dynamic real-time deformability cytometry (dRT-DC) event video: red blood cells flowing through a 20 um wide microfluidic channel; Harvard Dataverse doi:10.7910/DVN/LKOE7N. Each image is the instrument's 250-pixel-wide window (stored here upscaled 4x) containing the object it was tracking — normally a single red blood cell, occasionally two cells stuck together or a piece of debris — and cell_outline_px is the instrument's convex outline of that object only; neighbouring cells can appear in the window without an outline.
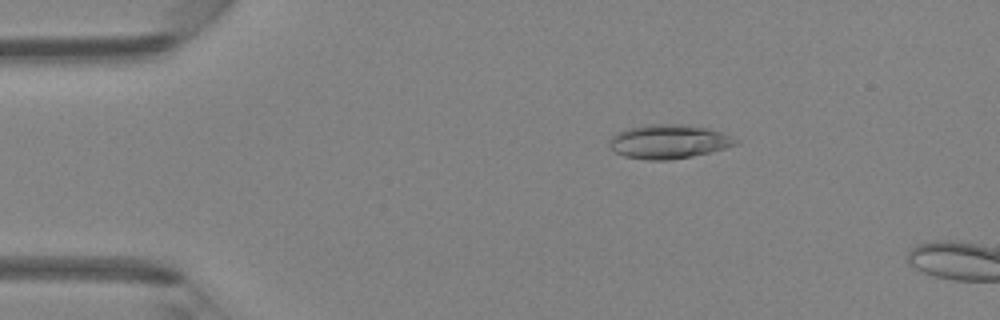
{"species": "Egyptian fruit bat (a non-hibernating species)", "species_latin": "Rousettus aegyptiacus", "temperature_condition": "room temperature", "stored_images_in_passage": 11, "camera_frame_rate_fps": 3000, "um_per_image_px": 0.085, "animal": {"sex": "female"}, "frame": {"image": 1, "passage_image": 8, "time_ms": 2.333, "image_size_px": [1000, 320], "cell_outline_px": [[740, 140], [736, 144], [724, 148], [692, 156], [668, 160], [648, 160], [624, 156], [612, 152], [608, 144], [608, 140], [616, 132], [628, 128], [648, 124], [680, 124], [708, 128], [720, 132]], "centroid_in_image_um": [56.76, 12.03], "position_along_channel_um": 28.2, "area_um2": 25.03}}